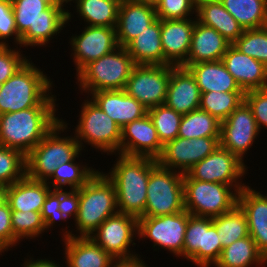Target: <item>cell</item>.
<instances>
[{
  "label": "cell",
  "mask_w": 267,
  "mask_h": 267,
  "mask_svg": "<svg viewBox=\"0 0 267 267\" xmlns=\"http://www.w3.org/2000/svg\"><path fill=\"white\" fill-rule=\"evenodd\" d=\"M60 190H51L42 207L41 217L44 221L45 229L49 230L56 220H67L63 213L59 210Z\"/></svg>",
  "instance_id": "cell-48"
},
{
  "label": "cell",
  "mask_w": 267,
  "mask_h": 267,
  "mask_svg": "<svg viewBox=\"0 0 267 267\" xmlns=\"http://www.w3.org/2000/svg\"><path fill=\"white\" fill-rule=\"evenodd\" d=\"M219 1L244 30L267 26V0Z\"/></svg>",
  "instance_id": "cell-32"
},
{
  "label": "cell",
  "mask_w": 267,
  "mask_h": 267,
  "mask_svg": "<svg viewBox=\"0 0 267 267\" xmlns=\"http://www.w3.org/2000/svg\"><path fill=\"white\" fill-rule=\"evenodd\" d=\"M95 104L108 115L121 129L144 117L148 110L124 90L96 91L91 93Z\"/></svg>",
  "instance_id": "cell-22"
},
{
  "label": "cell",
  "mask_w": 267,
  "mask_h": 267,
  "mask_svg": "<svg viewBox=\"0 0 267 267\" xmlns=\"http://www.w3.org/2000/svg\"><path fill=\"white\" fill-rule=\"evenodd\" d=\"M245 186L194 180L185 173L183 178L184 209L197 217H217L231 211L237 205L238 193ZM232 189H235L234 192L231 191Z\"/></svg>",
  "instance_id": "cell-7"
},
{
  "label": "cell",
  "mask_w": 267,
  "mask_h": 267,
  "mask_svg": "<svg viewBox=\"0 0 267 267\" xmlns=\"http://www.w3.org/2000/svg\"><path fill=\"white\" fill-rule=\"evenodd\" d=\"M118 213L116 192L105 173L96 174L79 188V209L75 219L80 237H89L108 217Z\"/></svg>",
  "instance_id": "cell-5"
},
{
  "label": "cell",
  "mask_w": 267,
  "mask_h": 267,
  "mask_svg": "<svg viewBox=\"0 0 267 267\" xmlns=\"http://www.w3.org/2000/svg\"><path fill=\"white\" fill-rule=\"evenodd\" d=\"M77 157L78 155L72 161L59 165L49 178L50 182L46 181V183L52 184L54 190H63L65 185H68L71 189H79L84 186L97 171L92 167L88 168L86 165L81 166L77 162L75 163Z\"/></svg>",
  "instance_id": "cell-37"
},
{
  "label": "cell",
  "mask_w": 267,
  "mask_h": 267,
  "mask_svg": "<svg viewBox=\"0 0 267 267\" xmlns=\"http://www.w3.org/2000/svg\"><path fill=\"white\" fill-rule=\"evenodd\" d=\"M120 3H124V2H144L145 0H119Z\"/></svg>",
  "instance_id": "cell-56"
},
{
  "label": "cell",
  "mask_w": 267,
  "mask_h": 267,
  "mask_svg": "<svg viewBox=\"0 0 267 267\" xmlns=\"http://www.w3.org/2000/svg\"><path fill=\"white\" fill-rule=\"evenodd\" d=\"M118 155L110 175H105L114 185L118 212L139 218L145 211L150 172L158 165V161L147 157Z\"/></svg>",
  "instance_id": "cell-2"
},
{
  "label": "cell",
  "mask_w": 267,
  "mask_h": 267,
  "mask_svg": "<svg viewBox=\"0 0 267 267\" xmlns=\"http://www.w3.org/2000/svg\"><path fill=\"white\" fill-rule=\"evenodd\" d=\"M51 5H53V4H60V5H62V6H64V4L63 3H68L69 2V0H47Z\"/></svg>",
  "instance_id": "cell-54"
},
{
  "label": "cell",
  "mask_w": 267,
  "mask_h": 267,
  "mask_svg": "<svg viewBox=\"0 0 267 267\" xmlns=\"http://www.w3.org/2000/svg\"><path fill=\"white\" fill-rule=\"evenodd\" d=\"M64 234L67 267H111L115 259L90 237L76 236L70 231Z\"/></svg>",
  "instance_id": "cell-25"
},
{
  "label": "cell",
  "mask_w": 267,
  "mask_h": 267,
  "mask_svg": "<svg viewBox=\"0 0 267 267\" xmlns=\"http://www.w3.org/2000/svg\"><path fill=\"white\" fill-rule=\"evenodd\" d=\"M222 248L249 236L248 223L244 212L236 205L231 211L212 218Z\"/></svg>",
  "instance_id": "cell-35"
},
{
  "label": "cell",
  "mask_w": 267,
  "mask_h": 267,
  "mask_svg": "<svg viewBox=\"0 0 267 267\" xmlns=\"http://www.w3.org/2000/svg\"><path fill=\"white\" fill-rule=\"evenodd\" d=\"M79 209V189H71L69 192L60 190L59 210L66 218L74 216V220L78 215Z\"/></svg>",
  "instance_id": "cell-50"
},
{
  "label": "cell",
  "mask_w": 267,
  "mask_h": 267,
  "mask_svg": "<svg viewBox=\"0 0 267 267\" xmlns=\"http://www.w3.org/2000/svg\"><path fill=\"white\" fill-rule=\"evenodd\" d=\"M7 202L6 187L0 186V207Z\"/></svg>",
  "instance_id": "cell-53"
},
{
  "label": "cell",
  "mask_w": 267,
  "mask_h": 267,
  "mask_svg": "<svg viewBox=\"0 0 267 267\" xmlns=\"http://www.w3.org/2000/svg\"><path fill=\"white\" fill-rule=\"evenodd\" d=\"M222 250L216 227L212 224V218L204 217L203 248H199L189 260L199 267H209L216 263Z\"/></svg>",
  "instance_id": "cell-42"
},
{
  "label": "cell",
  "mask_w": 267,
  "mask_h": 267,
  "mask_svg": "<svg viewBox=\"0 0 267 267\" xmlns=\"http://www.w3.org/2000/svg\"><path fill=\"white\" fill-rule=\"evenodd\" d=\"M26 176V156L0 145V186H10Z\"/></svg>",
  "instance_id": "cell-39"
},
{
  "label": "cell",
  "mask_w": 267,
  "mask_h": 267,
  "mask_svg": "<svg viewBox=\"0 0 267 267\" xmlns=\"http://www.w3.org/2000/svg\"><path fill=\"white\" fill-rule=\"evenodd\" d=\"M184 174L161 167L150 172L146 206L141 217L172 215L184 211Z\"/></svg>",
  "instance_id": "cell-9"
},
{
  "label": "cell",
  "mask_w": 267,
  "mask_h": 267,
  "mask_svg": "<svg viewBox=\"0 0 267 267\" xmlns=\"http://www.w3.org/2000/svg\"><path fill=\"white\" fill-rule=\"evenodd\" d=\"M187 69L194 76L201 93L244 92L222 60L191 64Z\"/></svg>",
  "instance_id": "cell-27"
},
{
  "label": "cell",
  "mask_w": 267,
  "mask_h": 267,
  "mask_svg": "<svg viewBox=\"0 0 267 267\" xmlns=\"http://www.w3.org/2000/svg\"><path fill=\"white\" fill-rule=\"evenodd\" d=\"M11 246H14V234L11 225V209L6 202L0 207V254Z\"/></svg>",
  "instance_id": "cell-49"
},
{
  "label": "cell",
  "mask_w": 267,
  "mask_h": 267,
  "mask_svg": "<svg viewBox=\"0 0 267 267\" xmlns=\"http://www.w3.org/2000/svg\"><path fill=\"white\" fill-rule=\"evenodd\" d=\"M191 214L184 210L172 215L139 217V238H150L160 248L168 249L176 257L182 256L188 218Z\"/></svg>",
  "instance_id": "cell-12"
},
{
  "label": "cell",
  "mask_w": 267,
  "mask_h": 267,
  "mask_svg": "<svg viewBox=\"0 0 267 267\" xmlns=\"http://www.w3.org/2000/svg\"><path fill=\"white\" fill-rule=\"evenodd\" d=\"M15 25L23 46H43L60 33L71 14L47 0H11Z\"/></svg>",
  "instance_id": "cell-1"
},
{
  "label": "cell",
  "mask_w": 267,
  "mask_h": 267,
  "mask_svg": "<svg viewBox=\"0 0 267 267\" xmlns=\"http://www.w3.org/2000/svg\"><path fill=\"white\" fill-rule=\"evenodd\" d=\"M163 147L148 114L121 129L120 155L157 160Z\"/></svg>",
  "instance_id": "cell-17"
},
{
  "label": "cell",
  "mask_w": 267,
  "mask_h": 267,
  "mask_svg": "<svg viewBox=\"0 0 267 267\" xmlns=\"http://www.w3.org/2000/svg\"><path fill=\"white\" fill-rule=\"evenodd\" d=\"M232 45L241 53L260 61L267 67V26L245 29Z\"/></svg>",
  "instance_id": "cell-41"
},
{
  "label": "cell",
  "mask_w": 267,
  "mask_h": 267,
  "mask_svg": "<svg viewBox=\"0 0 267 267\" xmlns=\"http://www.w3.org/2000/svg\"><path fill=\"white\" fill-rule=\"evenodd\" d=\"M244 95L245 92L201 93L199 109L208 112L221 122L244 102Z\"/></svg>",
  "instance_id": "cell-36"
},
{
  "label": "cell",
  "mask_w": 267,
  "mask_h": 267,
  "mask_svg": "<svg viewBox=\"0 0 267 267\" xmlns=\"http://www.w3.org/2000/svg\"><path fill=\"white\" fill-rule=\"evenodd\" d=\"M219 140L220 137H177L164 145L157 159L158 164L174 171L178 168V172L185 174L193 165L210 155L220 145Z\"/></svg>",
  "instance_id": "cell-15"
},
{
  "label": "cell",
  "mask_w": 267,
  "mask_h": 267,
  "mask_svg": "<svg viewBox=\"0 0 267 267\" xmlns=\"http://www.w3.org/2000/svg\"><path fill=\"white\" fill-rule=\"evenodd\" d=\"M204 239V217L191 215L185 231L183 258L189 260L199 248H203Z\"/></svg>",
  "instance_id": "cell-44"
},
{
  "label": "cell",
  "mask_w": 267,
  "mask_h": 267,
  "mask_svg": "<svg viewBox=\"0 0 267 267\" xmlns=\"http://www.w3.org/2000/svg\"><path fill=\"white\" fill-rule=\"evenodd\" d=\"M29 260V261H28ZM55 261H50V260H47V259H38V260H30V259H27V261L24 262V264L22 266L24 267H61L58 264L54 263Z\"/></svg>",
  "instance_id": "cell-52"
},
{
  "label": "cell",
  "mask_w": 267,
  "mask_h": 267,
  "mask_svg": "<svg viewBox=\"0 0 267 267\" xmlns=\"http://www.w3.org/2000/svg\"><path fill=\"white\" fill-rule=\"evenodd\" d=\"M265 256L257 249L251 236L233 242L223 248L219 259L213 266L216 267H250L252 264L264 265Z\"/></svg>",
  "instance_id": "cell-31"
},
{
  "label": "cell",
  "mask_w": 267,
  "mask_h": 267,
  "mask_svg": "<svg viewBox=\"0 0 267 267\" xmlns=\"http://www.w3.org/2000/svg\"><path fill=\"white\" fill-rule=\"evenodd\" d=\"M201 92L194 76L187 68H171L165 104L177 113L185 115L199 109Z\"/></svg>",
  "instance_id": "cell-23"
},
{
  "label": "cell",
  "mask_w": 267,
  "mask_h": 267,
  "mask_svg": "<svg viewBox=\"0 0 267 267\" xmlns=\"http://www.w3.org/2000/svg\"><path fill=\"white\" fill-rule=\"evenodd\" d=\"M55 107H33L0 114V145L25 156L61 121Z\"/></svg>",
  "instance_id": "cell-3"
},
{
  "label": "cell",
  "mask_w": 267,
  "mask_h": 267,
  "mask_svg": "<svg viewBox=\"0 0 267 267\" xmlns=\"http://www.w3.org/2000/svg\"><path fill=\"white\" fill-rule=\"evenodd\" d=\"M244 101L250 107L258 128L267 127V88L246 91Z\"/></svg>",
  "instance_id": "cell-46"
},
{
  "label": "cell",
  "mask_w": 267,
  "mask_h": 267,
  "mask_svg": "<svg viewBox=\"0 0 267 267\" xmlns=\"http://www.w3.org/2000/svg\"><path fill=\"white\" fill-rule=\"evenodd\" d=\"M86 101L80 111L81 116L74 135L81 150L84 146L83 140L107 154L118 151L120 154L121 128L92 99Z\"/></svg>",
  "instance_id": "cell-10"
},
{
  "label": "cell",
  "mask_w": 267,
  "mask_h": 267,
  "mask_svg": "<svg viewBox=\"0 0 267 267\" xmlns=\"http://www.w3.org/2000/svg\"><path fill=\"white\" fill-rule=\"evenodd\" d=\"M48 78L28 60L2 84L0 114L33 107H56V98L49 94L52 82Z\"/></svg>",
  "instance_id": "cell-4"
},
{
  "label": "cell",
  "mask_w": 267,
  "mask_h": 267,
  "mask_svg": "<svg viewBox=\"0 0 267 267\" xmlns=\"http://www.w3.org/2000/svg\"><path fill=\"white\" fill-rule=\"evenodd\" d=\"M138 234V218L125 213L108 217L89 237L114 259L137 256L130 253V244Z\"/></svg>",
  "instance_id": "cell-13"
},
{
  "label": "cell",
  "mask_w": 267,
  "mask_h": 267,
  "mask_svg": "<svg viewBox=\"0 0 267 267\" xmlns=\"http://www.w3.org/2000/svg\"><path fill=\"white\" fill-rule=\"evenodd\" d=\"M246 169L238 156L219 145L210 155L193 165L186 174L191 179L204 182L244 185L239 181L247 172Z\"/></svg>",
  "instance_id": "cell-14"
},
{
  "label": "cell",
  "mask_w": 267,
  "mask_h": 267,
  "mask_svg": "<svg viewBox=\"0 0 267 267\" xmlns=\"http://www.w3.org/2000/svg\"><path fill=\"white\" fill-rule=\"evenodd\" d=\"M231 44L214 28L195 22L191 46L186 62L181 66L187 68L191 64L222 60Z\"/></svg>",
  "instance_id": "cell-26"
},
{
  "label": "cell",
  "mask_w": 267,
  "mask_h": 267,
  "mask_svg": "<svg viewBox=\"0 0 267 267\" xmlns=\"http://www.w3.org/2000/svg\"><path fill=\"white\" fill-rule=\"evenodd\" d=\"M111 267H147L142 259L137 256L130 258L115 259Z\"/></svg>",
  "instance_id": "cell-51"
},
{
  "label": "cell",
  "mask_w": 267,
  "mask_h": 267,
  "mask_svg": "<svg viewBox=\"0 0 267 267\" xmlns=\"http://www.w3.org/2000/svg\"><path fill=\"white\" fill-rule=\"evenodd\" d=\"M11 36H15L14 42L17 45L21 44V37L19 36L15 25V16L11 0H0V41L2 39L6 40Z\"/></svg>",
  "instance_id": "cell-47"
},
{
  "label": "cell",
  "mask_w": 267,
  "mask_h": 267,
  "mask_svg": "<svg viewBox=\"0 0 267 267\" xmlns=\"http://www.w3.org/2000/svg\"><path fill=\"white\" fill-rule=\"evenodd\" d=\"M20 51L9 48L6 41L0 42V83H5L20 69L27 61ZM21 54V55H20Z\"/></svg>",
  "instance_id": "cell-45"
},
{
  "label": "cell",
  "mask_w": 267,
  "mask_h": 267,
  "mask_svg": "<svg viewBox=\"0 0 267 267\" xmlns=\"http://www.w3.org/2000/svg\"><path fill=\"white\" fill-rule=\"evenodd\" d=\"M11 225L14 234V246L22 238H34L46 230L41 212L35 211L11 210Z\"/></svg>",
  "instance_id": "cell-40"
},
{
  "label": "cell",
  "mask_w": 267,
  "mask_h": 267,
  "mask_svg": "<svg viewBox=\"0 0 267 267\" xmlns=\"http://www.w3.org/2000/svg\"><path fill=\"white\" fill-rule=\"evenodd\" d=\"M172 65H136L124 91L147 110L165 104Z\"/></svg>",
  "instance_id": "cell-11"
},
{
  "label": "cell",
  "mask_w": 267,
  "mask_h": 267,
  "mask_svg": "<svg viewBox=\"0 0 267 267\" xmlns=\"http://www.w3.org/2000/svg\"><path fill=\"white\" fill-rule=\"evenodd\" d=\"M70 44L78 73L91 61L107 55L118 47L116 28L87 26L79 36H72Z\"/></svg>",
  "instance_id": "cell-18"
},
{
  "label": "cell",
  "mask_w": 267,
  "mask_h": 267,
  "mask_svg": "<svg viewBox=\"0 0 267 267\" xmlns=\"http://www.w3.org/2000/svg\"><path fill=\"white\" fill-rule=\"evenodd\" d=\"M51 187L46 181H36L25 176L6 187L7 202L10 209L23 212H41Z\"/></svg>",
  "instance_id": "cell-28"
},
{
  "label": "cell",
  "mask_w": 267,
  "mask_h": 267,
  "mask_svg": "<svg viewBox=\"0 0 267 267\" xmlns=\"http://www.w3.org/2000/svg\"><path fill=\"white\" fill-rule=\"evenodd\" d=\"M136 65H164L161 43V20L148 28L125 46Z\"/></svg>",
  "instance_id": "cell-30"
},
{
  "label": "cell",
  "mask_w": 267,
  "mask_h": 267,
  "mask_svg": "<svg viewBox=\"0 0 267 267\" xmlns=\"http://www.w3.org/2000/svg\"><path fill=\"white\" fill-rule=\"evenodd\" d=\"M237 205L246 216L249 235L267 259V196L245 186L238 193Z\"/></svg>",
  "instance_id": "cell-20"
},
{
  "label": "cell",
  "mask_w": 267,
  "mask_h": 267,
  "mask_svg": "<svg viewBox=\"0 0 267 267\" xmlns=\"http://www.w3.org/2000/svg\"><path fill=\"white\" fill-rule=\"evenodd\" d=\"M67 124L61 119L54 128L26 155V176L36 181H49L55 169L81 154L75 136L62 138Z\"/></svg>",
  "instance_id": "cell-6"
},
{
  "label": "cell",
  "mask_w": 267,
  "mask_h": 267,
  "mask_svg": "<svg viewBox=\"0 0 267 267\" xmlns=\"http://www.w3.org/2000/svg\"><path fill=\"white\" fill-rule=\"evenodd\" d=\"M257 122L250 107L242 102L224 121H221L220 146L242 161L259 134Z\"/></svg>",
  "instance_id": "cell-16"
},
{
  "label": "cell",
  "mask_w": 267,
  "mask_h": 267,
  "mask_svg": "<svg viewBox=\"0 0 267 267\" xmlns=\"http://www.w3.org/2000/svg\"><path fill=\"white\" fill-rule=\"evenodd\" d=\"M161 0H145V3H147L148 5H151L153 7H156L157 4L160 2Z\"/></svg>",
  "instance_id": "cell-55"
},
{
  "label": "cell",
  "mask_w": 267,
  "mask_h": 267,
  "mask_svg": "<svg viewBox=\"0 0 267 267\" xmlns=\"http://www.w3.org/2000/svg\"><path fill=\"white\" fill-rule=\"evenodd\" d=\"M196 21L197 18L161 20L164 65L179 67L186 62Z\"/></svg>",
  "instance_id": "cell-19"
},
{
  "label": "cell",
  "mask_w": 267,
  "mask_h": 267,
  "mask_svg": "<svg viewBox=\"0 0 267 267\" xmlns=\"http://www.w3.org/2000/svg\"><path fill=\"white\" fill-rule=\"evenodd\" d=\"M157 20L155 7L144 2H124L119 4L116 38L118 46L125 47L144 29Z\"/></svg>",
  "instance_id": "cell-24"
},
{
  "label": "cell",
  "mask_w": 267,
  "mask_h": 267,
  "mask_svg": "<svg viewBox=\"0 0 267 267\" xmlns=\"http://www.w3.org/2000/svg\"><path fill=\"white\" fill-rule=\"evenodd\" d=\"M197 0H161L155 7L157 19H187L196 14Z\"/></svg>",
  "instance_id": "cell-43"
},
{
  "label": "cell",
  "mask_w": 267,
  "mask_h": 267,
  "mask_svg": "<svg viewBox=\"0 0 267 267\" xmlns=\"http://www.w3.org/2000/svg\"><path fill=\"white\" fill-rule=\"evenodd\" d=\"M135 66L126 48L118 46L107 55L85 65L76 75L79 86L88 94L123 90Z\"/></svg>",
  "instance_id": "cell-8"
},
{
  "label": "cell",
  "mask_w": 267,
  "mask_h": 267,
  "mask_svg": "<svg viewBox=\"0 0 267 267\" xmlns=\"http://www.w3.org/2000/svg\"><path fill=\"white\" fill-rule=\"evenodd\" d=\"M221 122L201 109L182 116L178 137L185 139L220 137Z\"/></svg>",
  "instance_id": "cell-34"
},
{
  "label": "cell",
  "mask_w": 267,
  "mask_h": 267,
  "mask_svg": "<svg viewBox=\"0 0 267 267\" xmlns=\"http://www.w3.org/2000/svg\"><path fill=\"white\" fill-rule=\"evenodd\" d=\"M222 62L244 92L267 88V67L260 61L241 53L233 45L227 48Z\"/></svg>",
  "instance_id": "cell-21"
},
{
  "label": "cell",
  "mask_w": 267,
  "mask_h": 267,
  "mask_svg": "<svg viewBox=\"0 0 267 267\" xmlns=\"http://www.w3.org/2000/svg\"><path fill=\"white\" fill-rule=\"evenodd\" d=\"M196 16L200 23L214 28L231 45L243 34L242 26L219 0H197Z\"/></svg>",
  "instance_id": "cell-29"
},
{
  "label": "cell",
  "mask_w": 267,
  "mask_h": 267,
  "mask_svg": "<svg viewBox=\"0 0 267 267\" xmlns=\"http://www.w3.org/2000/svg\"><path fill=\"white\" fill-rule=\"evenodd\" d=\"M77 12L88 26L116 28L119 0H75Z\"/></svg>",
  "instance_id": "cell-33"
},
{
  "label": "cell",
  "mask_w": 267,
  "mask_h": 267,
  "mask_svg": "<svg viewBox=\"0 0 267 267\" xmlns=\"http://www.w3.org/2000/svg\"><path fill=\"white\" fill-rule=\"evenodd\" d=\"M147 114L152 120L163 145L178 137L182 116L166 104L148 109Z\"/></svg>",
  "instance_id": "cell-38"
}]
</instances>
